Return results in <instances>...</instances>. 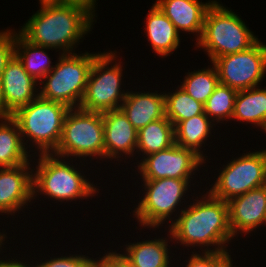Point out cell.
Masks as SVG:
<instances>
[{
    "instance_id": "6da1fadb",
    "label": "cell",
    "mask_w": 266,
    "mask_h": 267,
    "mask_svg": "<svg viewBox=\"0 0 266 267\" xmlns=\"http://www.w3.org/2000/svg\"><path fill=\"white\" fill-rule=\"evenodd\" d=\"M40 5L19 33L32 44L72 53L83 35L91 31L95 14L75 3L42 1Z\"/></svg>"
},
{
    "instance_id": "7a4b0ae2",
    "label": "cell",
    "mask_w": 266,
    "mask_h": 267,
    "mask_svg": "<svg viewBox=\"0 0 266 267\" xmlns=\"http://www.w3.org/2000/svg\"><path fill=\"white\" fill-rule=\"evenodd\" d=\"M207 193L201 201L181 209L178 218L171 221L170 238L188 247L207 246L204 250L207 252L229 253L224 244L234 237L229 225L228 204ZM213 245L217 246L215 250L208 247Z\"/></svg>"
},
{
    "instance_id": "3957f363",
    "label": "cell",
    "mask_w": 266,
    "mask_h": 267,
    "mask_svg": "<svg viewBox=\"0 0 266 267\" xmlns=\"http://www.w3.org/2000/svg\"><path fill=\"white\" fill-rule=\"evenodd\" d=\"M257 41L236 13L214 0L206 12L203 32L196 45L205 49L213 62L220 56L247 50Z\"/></svg>"
},
{
    "instance_id": "277c9868",
    "label": "cell",
    "mask_w": 266,
    "mask_h": 267,
    "mask_svg": "<svg viewBox=\"0 0 266 267\" xmlns=\"http://www.w3.org/2000/svg\"><path fill=\"white\" fill-rule=\"evenodd\" d=\"M98 54H61L55 67L40 81L39 97L79 108L86 92L91 66Z\"/></svg>"
},
{
    "instance_id": "5b68a950",
    "label": "cell",
    "mask_w": 266,
    "mask_h": 267,
    "mask_svg": "<svg viewBox=\"0 0 266 267\" xmlns=\"http://www.w3.org/2000/svg\"><path fill=\"white\" fill-rule=\"evenodd\" d=\"M70 110L65 104L37 97L18 109L11 117L17 122L24 146V137L31 139L40 154L53 153L60 142L64 119Z\"/></svg>"
},
{
    "instance_id": "8992f818",
    "label": "cell",
    "mask_w": 266,
    "mask_h": 267,
    "mask_svg": "<svg viewBox=\"0 0 266 267\" xmlns=\"http://www.w3.org/2000/svg\"><path fill=\"white\" fill-rule=\"evenodd\" d=\"M38 165L33 174V198L36 194L62 201L94 196L98 191L75 166L60 160L53 153L39 154ZM70 165V166H69ZM38 192V193H37ZM93 194V195H92Z\"/></svg>"
},
{
    "instance_id": "52a82bcc",
    "label": "cell",
    "mask_w": 266,
    "mask_h": 267,
    "mask_svg": "<svg viewBox=\"0 0 266 267\" xmlns=\"http://www.w3.org/2000/svg\"><path fill=\"white\" fill-rule=\"evenodd\" d=\"M53 154L60 158H105L102 113L71 108L64 119L61 139Z\"/></svg>"
},
{
    "instance_id": "ba28073f",
    "label": "cell",
    "mask_w": 266,
    "mask_h": 267,
    "mask_svg": "<svg viewBox=\"0 0 266 267\" xmlns=\"http://www.w3.org/2000/svg\"><path fill=\"white\" fill-rule=\"evenodd\" d=\"M116 56L111 51L100 53L95 58L90 69L86 92L80 104V109L100 113L120 109L127 91L122 90L123 92H121L120 90L121 77H123L121 64L115 61L112 66ZM110 63L111 67H109Z\"/></svg>"
},
{
    "instance_id": "9c48e42d",
    "label": "cell",
    "mask_w": 266,
    "mask_h": 267,
    "mask_svg": "<svg viewBox=\"0 0 266 267\" xmlns=\"http://www.w3.org/2000/svg\"><path fill=\"white\" fill-rule=\"evenodd\" d=\"M219 174L209 193L226 202L266 185V149L234 158Z\"/></svg>"
},
{
    "instance_id": "30bf717a",
    "label": "cell",
    "mask_w": 266,
    "mask_h": 267,
    "mask_svg": "<svg viewBox=\"0 0 266 267\" xmlns=\"http://www.w3.org/2000/svg\"><path fill=\"white\" fill-rule=\"evenodd\" d=\"M143 182L146 192L133 212L143 227L157 228L166 219L172 220L169 217L184 199L190 180L163 178Z\"/></svg>"
},
{
    "instance_id": "8fae6325",
    "label": "cell",
    "mask_w": 266,
    "mask_h": 267,
    "mask_svg": "<svg viewBox=\"0 0 266 267\" xmlns=\"http://www.w3.org/2000/svg\"><path fill=\"white\" fill-rule=\"evenodd\" d=\"M219 83L237 91L257 87L266 72V45L258 40L247 50L216 58Z\"/></svg>"
},
{
    "instance_id": "7c38bea8",
    "label": "cell",
    "mask_w": 266,
    "mask_h": 267,
    "mask_svg": "<svg viewBox=\"0 0 266 267\" xmlns=\"http://www.w3.org/2000/svg\"><path fill=\"white\" fill-rule=\"evenodd\" d=\"M142 158L138 170L143 180L163 178L191 180L190 176L205 162L193 150L180 147L176 143Z\"/></svg>"
},
{
    "instance_id": "4fadbf2b",
    "label": "cell",
    "mask_w": 266,
    "mask_h": 267,
    "mask_svg": "<svg viewBox=\"0 0 266 267\" xmlns=\"http://www.w3.org/2000/svg\"><path fill=\"white\" fill-rule=\"evenodd\" d=\"M3 117L13 115L39 96L37 81L24 69L22 62L14 54L7 62L0 77ZM37 92V93H34Z\"/></svg>"
},
{
    "instance_id": "5bb4252c",
    "label": "cell",
    "mask_w": 266,
    "mask_h": 267,
    "mask_svg": "<svg viewBox=\"0 0 266 267\" xmlns=\"http://www.w3.org/2000/svg\"><path fill=\"white\" fill-rule=\"evenodd\" d=\"M233 237L250 233L266 221V185L251 189L227 202Z\"/></svg>"
},
{
    "instance_id": "9a60e30c",
    "label": "cell",
    "mask_w": 266,
    "mask_h": 267,
    "mask_svg": "<svg viewBox=\"0 0 266 267\" xmlns=\"http://www.w3.org/2000/svg\"><path fill=\"white\" fill-rule=\"evenodd\" d=\"M29 166L30 162L11 168H0L1 213L15 215V212L33 199V169Z\"/></svg>"
},
{
    "instance_id": "2e32d148",
    "label": "cell",
    "mask_w": 266,
    "mask_h": 267,
    "mask_svg": "<svg viewBox=\"0 0 266 267\" xmlns=\"http://www.w3.org/2000/svg\"><path fill=\"white\" fill-rule=\"evenodd\" d=\"M104 124L105 158H120L133 155L137 148V134L133 125L121 109L102 113Z\"/></svg>"
},
{
    "instance_id": "e0dca14e",
    "label": "cell",
    "mask_w": 266,
    "mask_h": 267,
    "mask_svg": "<svg viewBox=\"0 0 266 267\" xmlns=\"http://www.w3.org/2000/svg\"><path fill=\"white\" fill-rule=\"evenodd\" d=\"M214 1L202 3L199 0H157L158 8L170 19L180 32L198 33L196 41L201 38L207 10Z\"/></svg>"
},
{
    "instance_id": "ac0fdd59",
    "label": "cell",
    "mask_w": 266,
    "mask_h": 267,
    "mask_svg": "<svg viewBox=\"0 0 266 267\" xmlns=\"http://www.w3.org/2000/svg\"><path fill=\"white\" fill-rule=\"evenodd\" d=\"M120 109L136 130L165 116V95L151 92H127Z\"/></svg>"
},
{
    "instance_id": "d6986e66",
    "label": "cell",
    "mask_w": 266,
    "mask_h": 267,
    "mask_svg": "<svg viewBox=\"0 0 266 267\" xmlns=\"http://www.w3.org/2000/svg\"><path fill=\"white\" fill-rule=\"evenodd\" d=\"M146 19L145 31L153 51L160 57H166L175 51L180 43L179 32L155 3Z\"/></svg>"
},
{
    "instance_id": "ffe728a7",
    "label": "cell",
    "mask_w": 266,
    "mask_h": 267,
    "mask_svg": "<svg viewBox=\"0 0 266 267\" xmlns=\"http://www.w3.org/2000/svg\"><path fill=\"white\" fill-rule=\"evenodd\" d=\"M0 119V168L28 163V157L31 155L27 154V147L24 146L17 122L11 116Z\"/></svg>"
},
{
    "instance_id": "44dd1931",
    "label": "cell",
    "mask_w": 266,
    "mask_h": 267,
    "mask_svg": "<svg viewBox=\"0 0 266 267\" xmlns=\"http://www.w3.org/2000/svg\"><path fill=\"white\" fill-rule=\"evenodd\" d=\"M251 122L266 131V88L252 87L237 92L232 120Z\"/></svg>"
},
{
    "instance_id": "7402d4cb",
    "label": "cell",
    "mask_w": 266,
    "mask_h": 267,
    "mask_svg": "<svg viewBox=\"0 0 266 267\" xmlns=\"http://www.w3.org/2000/svg\"><path fill=\"white\" fill-rule=\"evenodd\" d=\"M167 243L166 238L130 243L121 255L131 267H169Z\"/></svg>"
},
{
    "instance_id": "603a6c76",
    "label": "cell",
    "mask_w": 266,
    "mask_h": 267,
    "mask_svg": "<svg viewBox=\"0 0 266 267\" xmlns=\"http://www.w3.org/2000/svg\"><path fill=\"white\" fill-rule=\"evenodd\" d=\"M212 122L205 113L178 122L174 126L175 143L180 147L193 150L203 160H206L200 149L209 137L208 135L211 134L214 124Z\"/></svg>"
},
{
    "instance_id": "cb8c5ba5",
    "label": "cell",
    "mask_w": 266,
    "mask_h": 267,
    "mask_svg": "<svg viewBox=\"0 0 266 267\" xmlns=\"http://www.w3.org/2000/svg\"><path fill=\"white\" fill-rule=\"evenodd\" d=\"M175 144L174 126L170 120L164 116L158 120L150 122L145 127L138 130L136 152L141 151L147 156L151 153L167 149Z\"/></svg>"
},
{
    "instance_id": "d4e9b609",
    "label": "cell",
    "mask_w": 266,
    "mask_h": 267,
    "mask_svg": "<svg viewBox=\"0 0 266 267\" xmlns=\"http://www.w3.org/2000/svg\"><path fill=\"white\" fill-rule=\"evenodd\" d=\"M45 49L49 48L32 44L15 32V55L22 62L25 71L36 81H42L54 68Z\"/></svg>"
},
{
    "instance_id": "484cf974",
    "label": "cell",
    "mask_w": 266,
    "mask_h": 267,
    "mask_svg": "<svg viewBox=\"0 0 266 267\" xmlns=\"http://www.w3.org/2000/svg\"><path fill=\"white\" fill-rule=\"evenodd\" d=\"M165 95V116L175 126L178 122L204 113V104L192 98L179 87L175 92Z\"/></svg>"
},
{
    "instance_id": "4316f807",
    "label": "cell",
    "mask_w": 266,
    "mask_h": 267,
    "mask_svg": "<svg viewBox=\"0 0 266 267\" xmlns=\"http://www.w3.org/2000/svg\"><path fill=\"white\" fill-rule=\"evenodd\" d=\"M218 85L219 76L217 69L213 64L212 68L187 73L180 87L192 98L205 104Z\"/></svg>"
},
{
    "instance_id": "83f0119b",
    "label": "cell",
    "mask_w": 266,
    "mask_h": 267,
    "mask_svg": "<svg viewBox=\"0 0 266 267\" xmlns=\"http://www.w3.org/2000/svg\"><path fill=\"white\" fill-rule=\"evenodd\" d=\"M237 90L219 83L204 104V113L213 122L231 120ZM230 118V119H229Z\"/></svg>"
},
{
    "instance_id": "f1b7e54d",
    "label": "cell",
    "mask_w": 266,
    "mask_h": 267,
    "mask_svg": "<svg viewBox=\"0 0 266 267\" xmlns=\"http://www.w3.org/2000/svg\"><path fill=\"white\" fill-rule=\"evenodd\" d=\"M96 259L94 260L85 255L61 256L58 258H50L42 262L36 267H95Z\"/></svg>"
},
{
    "instance_id": "f546056e",
    "label": "cell",
    "mask_w": 266,
    "mask_h": 267,
    "mask_svg": "<svg viewBox=\"0 0 266 267\" xmlns=\"http://www.w3.org/2000/svg\"><path fill=\"white\" fill-rule=\"evenodd\" d=\"M192 253L186 267H219L230 256L229 253L215 251H204L202 255Z\"/></svg>"
},
{
    "instance_id": "4dcf8cb0",
    "label": "cell",
    "mask_w": 266,
    "mask_h": 267,
    "mask_svg": "<svg viewBox=\"0 0 266 267\" xmlns=\"http://www.w3.org/2000/svg\"><path fill=\"white\" fill-rule=\"evenodd\" d=\"M11 31L0 32V77L7 62L15 54V32Z\"/></svg>"
},
{
    "instance_id": "1f68e13d",
    "label": "cell",
    "mask_w": 266,
    "mask_h": 267,
    "mask_svg": "<svg viewBox=\"0 0 266 267\" xmlns=\"http://www.w3.org/2000/svg\"><path fill=\"white\" fill-rule=\"evenodd\" d=\"M105 254L102 258L96 260L95 267H131L120 253L109 252Z\"/></svg>"
},
{
    "instance_id": "d6a6232c",
    "label": "cell",
    "mask_w": 266,
    "mask_h": 267,
    "mask_svg": "<svg viewBox=\"0 0 266 267\" xmlns=\"http://www.w3.org/2000/svg\"><path fill=\"white\" fill-rule=\"evenodd\" d=\"M58 2L79 4L88 8L91 12L95 14L94 8L96 7V0H59Z\"/></svg>"
},
{
    "instance_id": "836d02e7",
    "label": "cell",
    "mask_w": 266,
    "mask_h": 267,
    "mask_svg": "<svg viewBox=\"0 0 266 267\" xmlns=\"http://www.w3.org/2000/svg\"><path fill=\"white\" fill-rule=\"evenodd\" d=\"M8 260H6V261L0 260V267H36V266H30L29 264H26V262L23 263L21 261H17V259L16 260L8 259Z\"/></svg>"
},
{
    "instance_id": "e575fe53",
    "label": "cell",
    "mask_w": 266,
    "mask_h": 267,
    "mask_svg": "<svg viewBox=\"0 0 266 267\" xmlns=\"http://www.w3.org/2000/svg\"><path fill=\"white\" fill-rule=\"evenodd\" d=\"M231 255L219 267H233ZM236 267V266H234Z\"/></svg>"
},
{
    "instance_id": "d590c367",
    "label": "cell",
    "mask_w": 266,
    "mask_h": 267,
    "mask_svg": "<svg viewBox=\"0 0 266 267\" xmlns=\"http://www.w3.org/2000/svg\"><path fill=\"white\" fill-rule=\"evenodd\" d=\"M0 117H3V99H2L1 82H0Z\"/></svg>"
},
{
    "instance_id": "8d00e7d4",
    "label": "cell",
    "mask_w": 266,
    "mask_h": 267,
    "mask_svg": "<svg viewBox=\"0 0 266 267\" xmlns=\"http://www.w3.org/2000/svg\"><path fill=\"white\" fill-rule=\"evenodd\" d=\"M6 238V235L5 234H1L0 232V249H2V245H3V241H5L4 239Z\"/></svg>"
},
{
    "instance_id": "74e56055",
    "label": "cell",
    "mask_w": 266,
    "mask_h": 267,
    "mask_svg": "<svg viewBox=\"0 0 266 267\" xmlns=\"http://www.w3.org/2000/svg\"><path fill=\"white\" fill-rule=\"evenodd\" d=\"M40 2L42 1H59V0H39Z\"/></svg>"
}]
</instances>
